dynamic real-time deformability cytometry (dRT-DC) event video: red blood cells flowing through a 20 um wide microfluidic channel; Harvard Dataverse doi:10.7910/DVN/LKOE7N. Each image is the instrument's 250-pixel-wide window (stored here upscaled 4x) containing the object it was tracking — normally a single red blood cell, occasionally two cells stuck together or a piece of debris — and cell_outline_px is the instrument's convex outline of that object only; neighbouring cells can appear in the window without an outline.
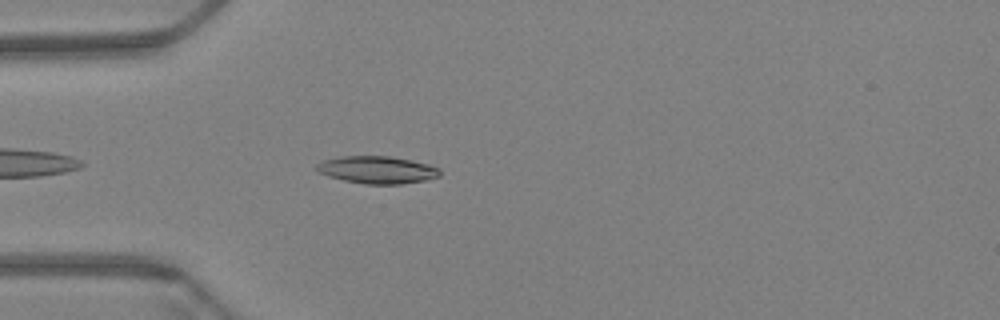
{"species": "Egyptian fruit bat (a non-hibernating species)", "species_latin": "Rousettus aegyptiacus", "temperature_condition": "warm", "stored_images_in_passage": 19, "camera_frame_rate_fps": 3000, "um_per_image_px": 0.085, "animal": {"sex": "female"}, "frame": {"image": 1, "passage_image": 5, "time_ms": 1.333, "image_size_px": [1000, 320], "cell_outline_px": [[440, 176], [424, 180], [400, 184], [364, 184], [344, 180], [328, 176], [320, 172], [316, 168], [316, 164], [324, 160], [340, 156], [392, 156], [428, 164], [440, 168]], "centroid_in_image_um": [32.07, 14.43], "position_along_channel_um": 52.9, "area_um2": 19.59}}
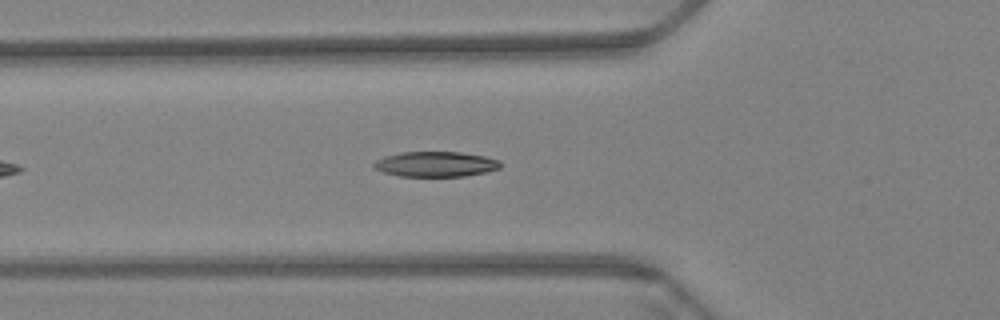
{"frame": {"image": 2, "passage_image": 9, "time_ms": 2.667, "image_size_px": [1000, 320], "cell_outline_px": [[500, 168], [484, 172], [464, 176], [400, 176], [384, 172], [372, 168], [372, 164], [376, 160], [384, 156], [400, 152], [460, 152], [484, 156], [500, 160]], "centroid_in_image_um": [36.99, 13.94], "position_along_channel_um": 88.8, "area_um2": 18.55}}
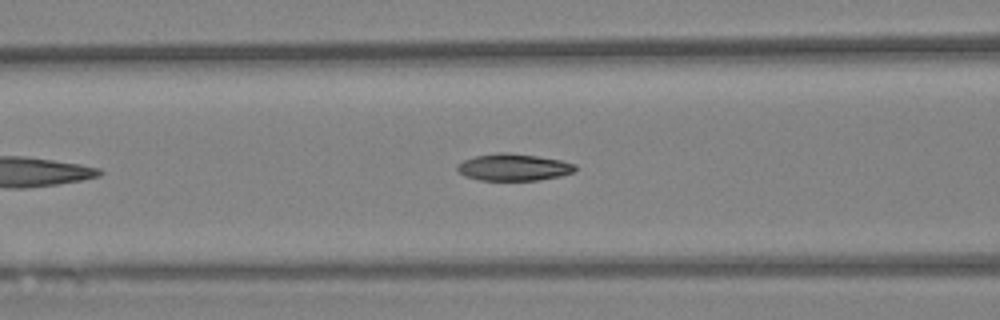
{"frame": {"image": 3, "passage_image": 12, "time_ms": 3.667, "image_size_px": [1000, 320], "cell_outline_px": [[576, 168], [572, 172], [560, 176], [540, 180], [480, 180], [464, 176], [456, 168], [456, 164], [464, 160], [476, 156], [496, 152], [508, 152], [536, 156], [560, 160], [576, 164]], "centroid_in_image_um": [43.63, 14.21], "position_along_channel_um": 123.0, "area_um2": 18.5}}